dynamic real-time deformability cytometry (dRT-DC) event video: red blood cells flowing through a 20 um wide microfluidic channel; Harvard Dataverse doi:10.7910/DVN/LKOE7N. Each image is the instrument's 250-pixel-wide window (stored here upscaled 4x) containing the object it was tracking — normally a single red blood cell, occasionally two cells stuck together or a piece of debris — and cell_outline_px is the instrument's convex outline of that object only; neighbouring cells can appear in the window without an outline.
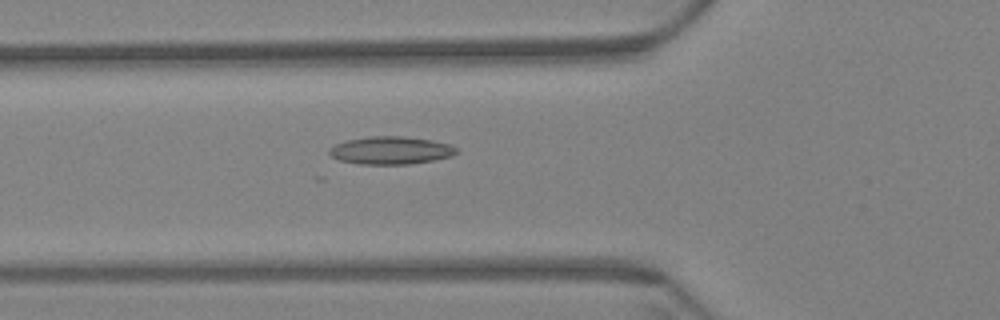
{"species": "Egyptian fruit bat (a non-hibernating species)", "species_latin": "Rousettus aegyptiacus", "temperature_condition": "warm", "stored_images_in_passage": 60, "camera_frame_rate_fps": 3000, "um_per_image_px": 0.085, "animal": {"sex": "female"}, "frame": {"image": 1, "passage_image": 22, "time_ms": 7.0, "image_size_px": [1000, 320], "cell_outline_px": [[460, 152], [452, 156], [432, 160], [408, 164], [360, 164], [340, 160], [332, 156], [328, 152], [328, 148], [344, 140], [368, 136], [404, 136], [432, 140], [448, 144], [456, 148]], "centroid_in_image_um": [33.2, 12.77], "position_along_channel_um": 92.6, "area_um2": 20.63}}
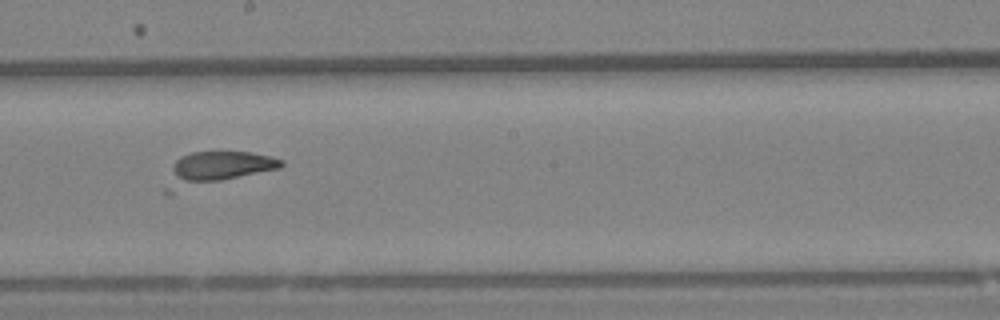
{"frame": {"image": 2, "passage_image": 34, "time_ms": 11.0, "image_size_px": [1000, 320], "cell_outline_px": [[284, 164], [280, 168], [168, 196], [164, 192], [164, 188], [172, 164], [180, 156], [192, 152], [248, 152], [272, 156], [284, 160]], "centroid_in_image_um": [18.33, 14.39], "position_along_channel_um": 229.9, "area_um2": 23.0}}
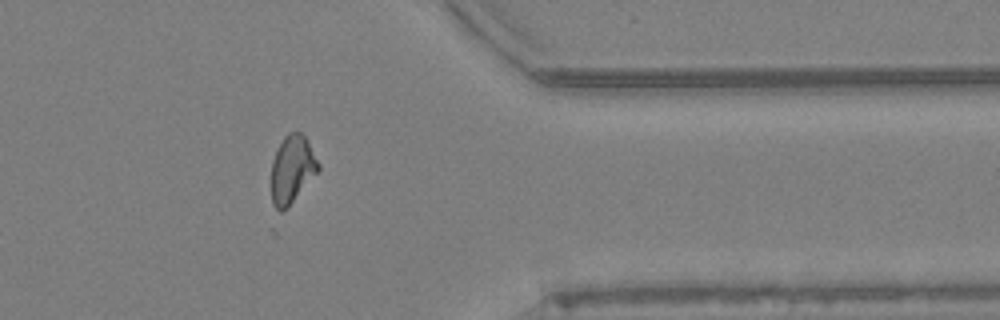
{"frame": {"image": 3, "passage_image": 49, "time_ms": 16.0, "image_size_px": [1000, 320], "cell_outline_px": [[320, 168], [288, 208], [284, 212], [280, 212], [272, 204], [272, 160], [276, 148], [284, 136], [288, 132], [300, 132], [308, 140], [320, 164]], "centroid_in_image_um": [24.82, 14.38], "position_along_channel_um": 386.6, "area_um2": 18.67}}